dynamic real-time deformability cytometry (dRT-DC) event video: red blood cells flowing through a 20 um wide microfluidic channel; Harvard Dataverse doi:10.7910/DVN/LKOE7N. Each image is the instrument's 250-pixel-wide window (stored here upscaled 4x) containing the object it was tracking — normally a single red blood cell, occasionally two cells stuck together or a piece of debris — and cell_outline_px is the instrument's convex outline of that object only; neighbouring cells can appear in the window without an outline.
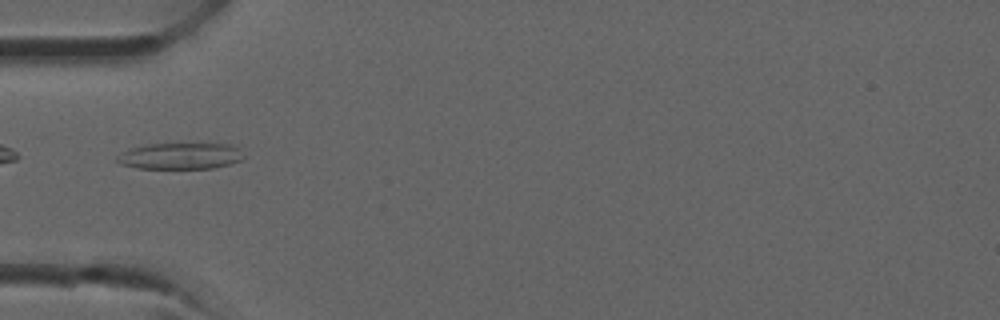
{"species": "common noctule bat (a hibernating species)", "species_latin": "Nyctalus noctula", "temperature_condition": "room temperature", "stored_images_in_passage": 26, "camera_frame_rate_fps": 3000, "um_per_image_px": 0.085, "animal": {"sex": "male", "forearm_length_mm": 52.5}, "frame": {"image": 1, "passage_image": 1, "time_ms": 0.0, "image_size_px": [1000, 320], "cell_outline_px": [[244, 156], [240, 160], [228, 164], [212, 168], [136, 168], [120, 164], [116, 160], [116, 156], [132, 148], [148, 144], [208, 140], [232, 144]], "centroid_in_image_um": [15.38, 13.19], "position_along_channel_um": 69.6, "area_um2": 20.29}}
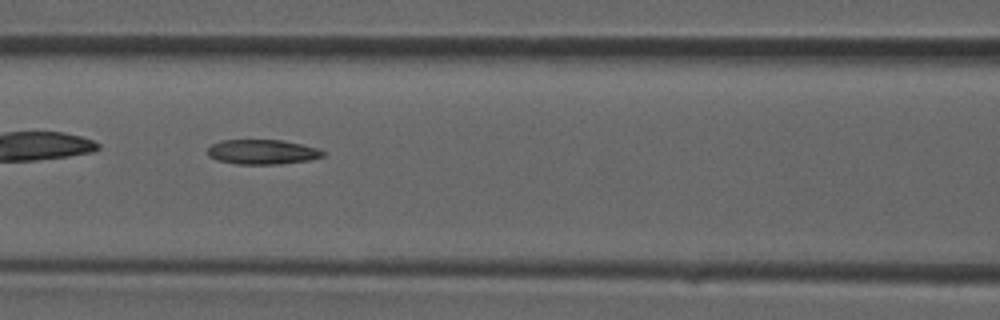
{"frame": {"image": 2, "passage_image": 5, "time_ms": 1.333, "image_size_px": [1000, 320], "cell_outline_px": [[324, 156], [308, 160], [280, 164], [236, 164], [216, 160], [208, 156], [208, 148], [212, 144], [220, 140], [284, 140], [316, 148], [324, 152]], "centroid_in_image_um": [22.26, 12.91], "position_along_channel_um": 144.3, "area_um2": 16.59}}
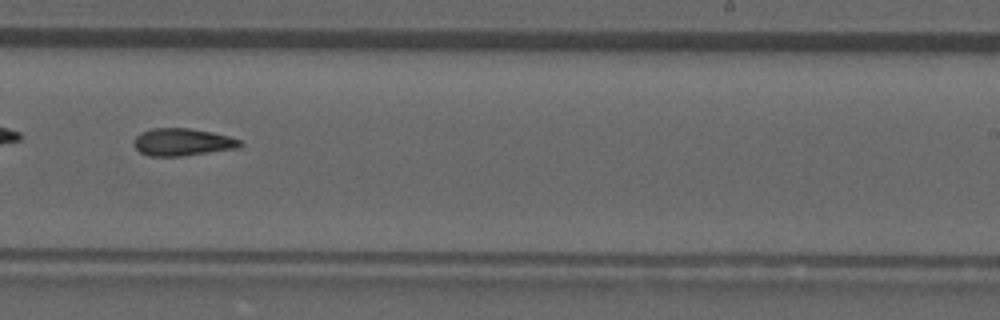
{"frame": {"image": 3, "passage_image": 12, "time_ms": 3.667, "image_size_px": [1000, 320], "cell_outline_px": [[244, 144], [240, 148], [180, 156], [148, 156], [140, 152], [132, 144], [132, 140], [140, 132], [152, 128], [188, 128], [212, 132], [228, 136], [240, 140]], "centroid_in_image_um": [15.48, 12.07], "position_along_channel_um": 273.5, "area_um2": 17.11}}